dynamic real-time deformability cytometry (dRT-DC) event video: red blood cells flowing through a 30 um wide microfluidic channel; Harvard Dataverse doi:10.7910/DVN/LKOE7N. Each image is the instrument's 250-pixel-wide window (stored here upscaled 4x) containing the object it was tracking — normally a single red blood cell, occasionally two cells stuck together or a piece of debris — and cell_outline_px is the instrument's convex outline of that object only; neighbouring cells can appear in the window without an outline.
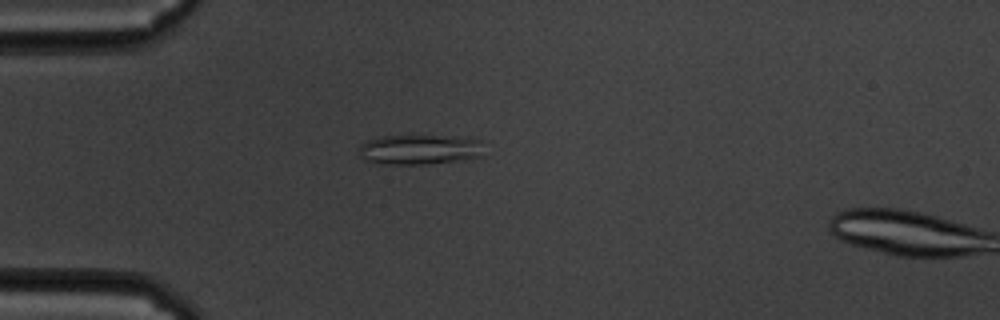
{"species": "common noctule bat (a hibernating species)", "species_latin": "Nyctalus noctula", "temperature_condition": "cold", "stored_images_in_passage": 5, "camera_frame_rate_fps": 3000, "um_per_image_px": 0.085, "animal": {"sex": "male", "body_mass_g": 19.5, "forearm_length_mm": 54.6}, "frame": {"image": 1, "passage_image": 3, "time_ms": 0.667, "image_size_px": [1000, 320], "cell_outline_px": [[480, 156], [428, 164], [384, 164], [364, 160], [360, 156], [360, 144], [368, 140], [380, 136], [452, 136], [480, 140]], "centroid_in_image_um": [35.57, 12.7], "position_along_channel_um": 49.4, "area_um2": 21.39}}